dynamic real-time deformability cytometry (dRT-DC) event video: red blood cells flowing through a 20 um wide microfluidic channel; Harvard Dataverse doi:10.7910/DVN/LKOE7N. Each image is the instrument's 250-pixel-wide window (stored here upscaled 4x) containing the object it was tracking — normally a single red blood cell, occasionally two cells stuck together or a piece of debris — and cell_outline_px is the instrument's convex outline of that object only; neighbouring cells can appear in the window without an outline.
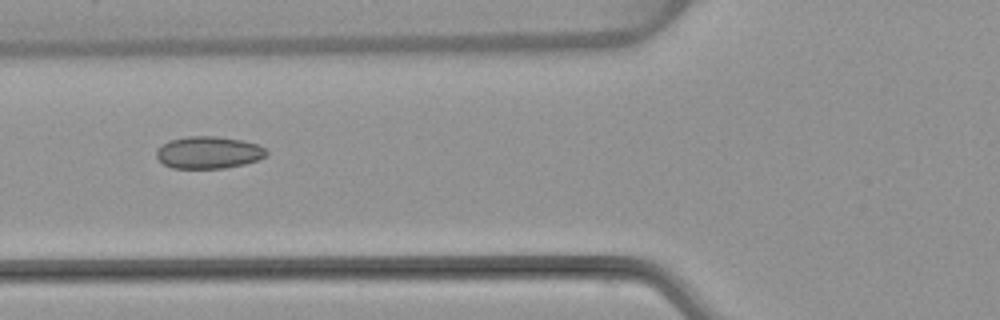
{"species": "common noctule bat (a hibernating species)", "species_latin": "Nyctalus noctula", "temperature_condition": "warm", "stored_images_in_passage": 6, "camera_frame_rate_fps": 3000, "um_per_image_px": 0.085, "animal": {"sex": "female", "body_mass_g": 22.7, "forearm_length_mm": 54.2}, "frame": {"image": 1, "passage_image": 5, "time_ms": 5.667, "image_size_px": [1000, 320], "cell_outline_px": [[268, 152], [264, 156], [256, 160], [244, 164], [224, 168], [172, 168], [164, 164], [156, 156], [156, 152], [168, 140], [188, 136], [216, 136], [240, 140], [260, 144]], "centroid_in_image_um": [17.73, 12.95], "position_along_channel_um": 108.1, "area_um2": 20.46}}
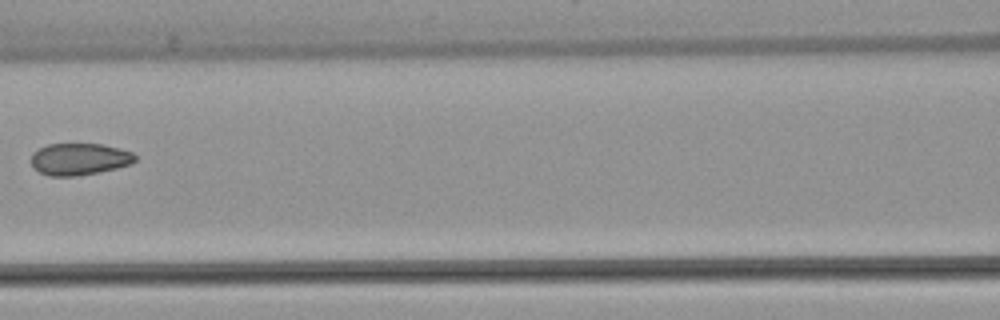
{"frame": {"image": 2, "passage_image": 6, "time_ms": 7.0, "image_size_px": [1000, 320], "cell_outline_px": [[136, 160], [132, 164], [116, 168], [76, 176], [48, 176], [40, 172], [32, 164], [32, 152], [48, 144], [100, 144], [120, 148], [132, 152], [136, 156]], "centroid_in_image_um": [6.76, 13.52], "position_along_channel_um": 159.8, "area_um2": 19.19}}